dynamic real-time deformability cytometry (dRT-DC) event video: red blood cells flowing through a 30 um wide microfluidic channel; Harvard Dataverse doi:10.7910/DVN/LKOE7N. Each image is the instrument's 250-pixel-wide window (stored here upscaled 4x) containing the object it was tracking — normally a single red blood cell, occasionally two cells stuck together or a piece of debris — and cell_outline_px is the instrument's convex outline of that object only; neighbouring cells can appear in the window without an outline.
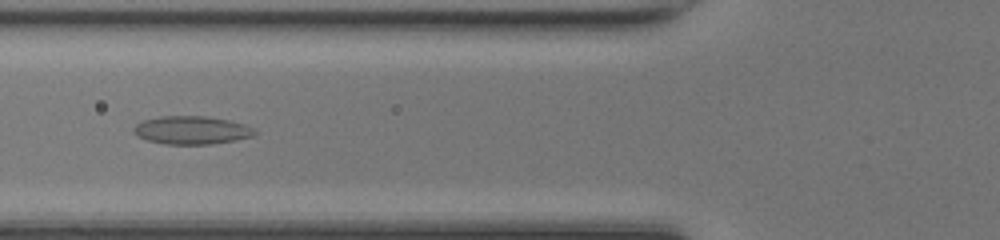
{"species": "common noctule bat (a hibernating species)", "species_latin": "Nyctalus noctula", "temperature_condition": "room temperature", "stored_images_in_passage": 35, "camera_frame_rate_fps": 3000, "um_per_image_px": 0.085, "animal": {"sex": "female", "body_mass_g": 17.0, "forearm_length_mm": 48.0}, "frame": {"image": 1, "passage_image": 5, "time_ms": 1.333, "image_size_px": [1000, 240], "cell_outline_px": [[256, 136], [236, 140], [212, 144], [164, 144], [148, 140], [136, 136], [132, 132], [132, 128], [136, 124], [144, 120], [160, 116], [204, 116], [228, 120], [244, 124], [252, 128], [256, 132]], "centroid_in_image_um": [16.27, 11.07], "position_along_channel_um": 109.5, "area_um2": 19.94}}
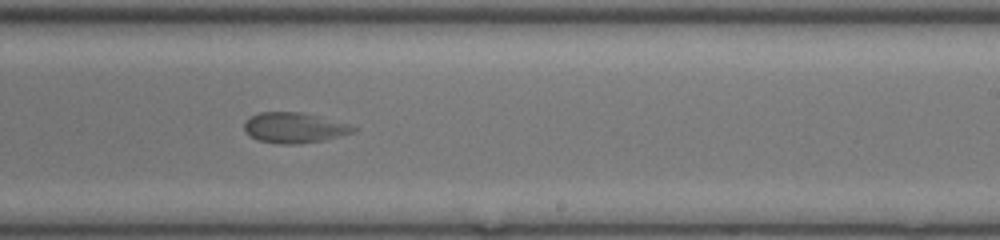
{"frame": {"image": 2, "passage_image": 16, "time_ms": 5.0, "image_size_px": [1000, 240], "cell_outline_px": [[356, 132], [324, 140], [300, 144], [280, 144], [256, 140], [244, 128], [244, 120], [248, 116], [260, 112], [304, 112], [320, 116], [348, 124], [356, 128]], "centroid_in_image_um": [25.0, 10.85], "position_along_channel_um": 264.0, "area_um2": 19.48}}
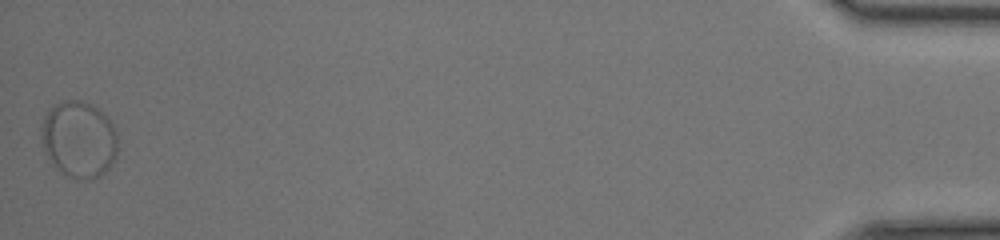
{"frame": {"image": 3, "passage_image": 35, "time_ms": 11.333, "image_size_px": [1000, 240], "cell_outline_px": [[116, 156], [108, 168], [100, 176], [88, 180], [76, 180], [64, 172], [44, 152], [40, 136], [40, 128], [44, 116], [60, 100], [80, 100], [92, 104], [108, 116], [116, 132]], "centroid_in_image_um": [6.7, 11.82], "position_along_channel_um": 428.5, "area_um2": 33.99}}